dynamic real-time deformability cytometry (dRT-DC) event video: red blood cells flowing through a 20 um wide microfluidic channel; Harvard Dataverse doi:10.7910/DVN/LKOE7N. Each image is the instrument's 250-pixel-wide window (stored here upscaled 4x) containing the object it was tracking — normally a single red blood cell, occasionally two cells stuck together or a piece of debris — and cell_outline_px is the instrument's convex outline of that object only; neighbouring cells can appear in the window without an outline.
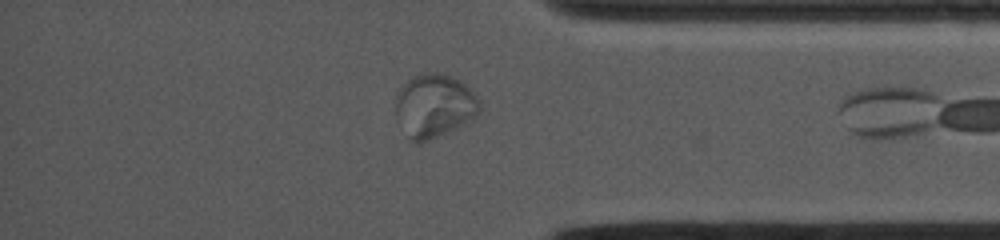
{"species": "common noctule bat (a hibernating species)", "species_latin": "Nyctalus noctula", "temperature_condition": "cold", "stored_images_in_passage": 39, "camera_frame_rate_fps": 4500, "um_per_image_px": 0.085, "animal": {"sex": "female", "body_mass_g": 19.0, "forearm_length_mm": 53.3}, "frame": {"image": 1, "passage_image": 34, "time_ms": 9.111, "image_size_px": [1000, 240], "cell_outline_px": [[480, 112], [472, 120], [432, 140], [420, 144], [412, 140], [408, 136], [396, 120], [396, 100], [400, 88], [412, 76], [424, 72], [444, 72], [460, 80], [480, 100]], "centroid_in_image_um": [36.92, 8.99], "position_along_channel_um": 398.3, "area_um2": 31.44}}